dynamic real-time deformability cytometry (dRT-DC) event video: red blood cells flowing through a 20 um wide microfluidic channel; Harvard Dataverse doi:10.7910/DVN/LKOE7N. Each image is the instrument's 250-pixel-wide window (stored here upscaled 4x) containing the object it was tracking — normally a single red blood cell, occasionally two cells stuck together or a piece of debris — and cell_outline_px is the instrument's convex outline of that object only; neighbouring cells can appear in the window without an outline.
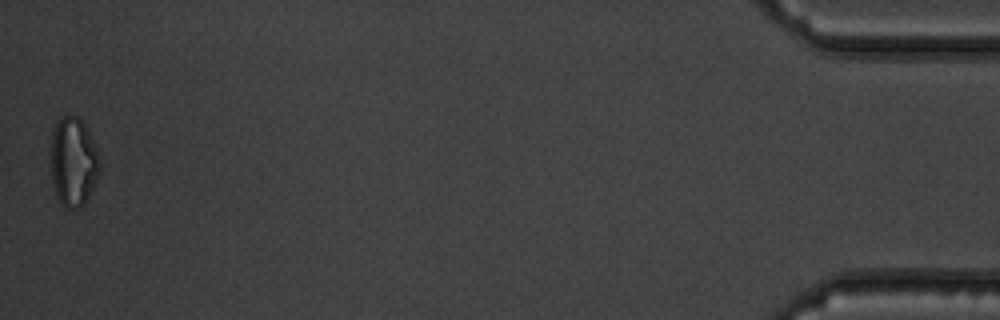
{"species": "common noctule bat (a hibernating species)", "species_latin": "Nyctalus noctula", "temperature_condition": "warm", "stored_images_in_passage": 39, "camera_frame_rate_fps": 3000, "um_per_image_px": 0.085, "animal": {"sex": "male", "body_mass_g": 19.5, "forearm_length_mm": 54.6}, "frame": {"image": 1, "passage_image": 39, "time_ms": 12.667, "image_size_px": [1000, 320], "cell_outline_px": [[100, 172], [84, 204], [80, 208], [64, 208], [60, 204], [56, 196], [52, 180], [52, 132], [56, 120], [64, 116], [76, 116], [84, 124], [100, 156]], "centroid_in_image_um": [6.24, 13.78], "position_along_channel_um": 429.0, "area_um2": 25.26}, "authors_computed_cell_mechanics": {"area_um2": 17.8024, "velocity_mm_per_s": 3.8137, "shape_relaxation_time_tau1_ms": null, "shape_relaxation_time_tau2_ms": 1.3103, "deformation_change_tau1": null, "deformation_change_tau2": 0.0679}}